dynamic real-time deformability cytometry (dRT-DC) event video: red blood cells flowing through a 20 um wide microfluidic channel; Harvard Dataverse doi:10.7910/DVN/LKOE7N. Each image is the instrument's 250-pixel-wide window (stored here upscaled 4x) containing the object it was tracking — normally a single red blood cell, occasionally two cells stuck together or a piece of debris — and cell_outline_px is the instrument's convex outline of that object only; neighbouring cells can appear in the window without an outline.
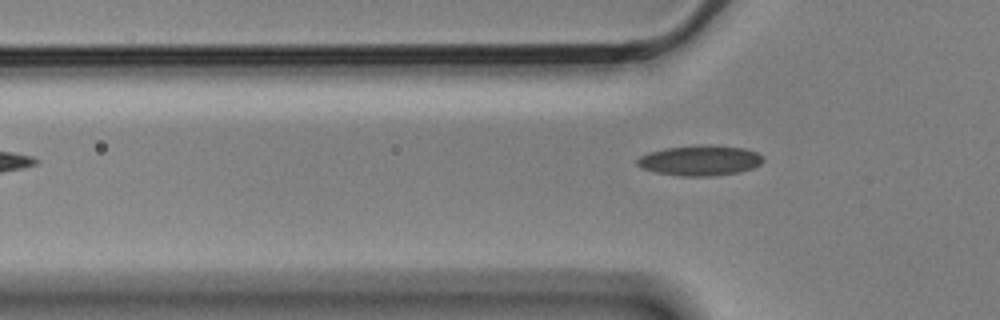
{"species": "Egyptian fruit bat (a non-hibernating species)", "species_latin": "Rousettus aegyptiacus", "temperature_condition": "cold", "stored_images_in_passage": 4, "camera_frame_rate_fps": 3000, "um_per_image_px": 0.085, "animal": {"sex": "male"}, "frame": {"image": 1, "passage_image": 4, "time_ms": 1.0, "image_size_px": [1000, 320], "cell_outline_px": [[764, 160], [760, 164], [752, 168], [736, 172], [708, 176], [680, 176], [656, 172], [640, 168], [636, 164], [636, 160], [640, 156], [648, 152], [664, 148], [700, 144], [704, 144], [744, 148], [756, 152], [764, 156]], "centroid_in_image_um": [59.46, 13.62], "position_along_channel_um": 66.3, "area_um2": 22.31}}